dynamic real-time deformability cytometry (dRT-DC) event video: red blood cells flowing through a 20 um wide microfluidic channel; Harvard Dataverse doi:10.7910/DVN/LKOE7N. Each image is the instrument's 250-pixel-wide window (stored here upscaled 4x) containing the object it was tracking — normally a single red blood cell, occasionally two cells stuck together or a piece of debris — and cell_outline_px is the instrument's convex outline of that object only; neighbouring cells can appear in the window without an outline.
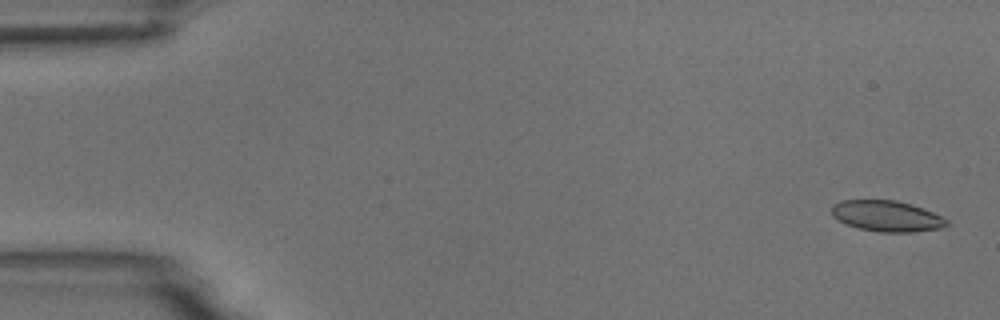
{"species": "common noctule bat (a hibernating species)", "species_latin": "Nyctalus noctula", "temperature_condition": "room temperature", "stored_images_in_passage": 4, "camera_frame_rate_fps": 3000, "um_per_image_px": 0.085, "animal": {"sex": "male", "body_mass_g": 18.8}, "frame": {"image": 1, "passage_image": 1, "time_ms": 0.0, "image_size_px": [1000, 320], "cell_outline_px": [[948, 224], [944, 228], [912, 232], [880, 232], [856, 228], [844, 224], [832, 216], [832, 204], [840, 200], [896, 200], [912, 204], [932, 212], [948, 220]], "centroid_in_image_um": [75.35, 18.37], "position_along_channel_um": 9.7, "area_um2": 20.92}}
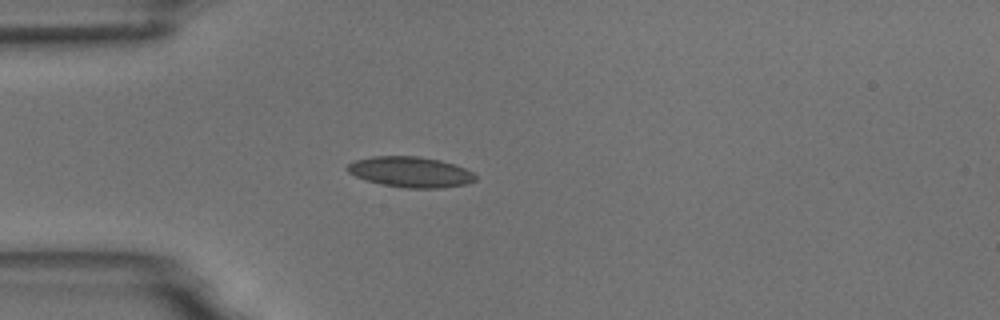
{"frame": {"image": 2, "passage_image": 4, "time_ms": 4.333, "image_size_px": [1000, 320], "cell_outline_px": [[476, 180], [468, 184], [444, 188], [404, 188], [380, 184], [364, 180], [348, 172], [344, 168], [348, 164], [356, 160], [372, 156], [416, 156], [440, 160], [456, 164], [472, 172], [476, 176]], "centroid_in_image_um": [34.89, 14.63], "position_along_channel_um": 50.1, "area_um2": 23.06}}